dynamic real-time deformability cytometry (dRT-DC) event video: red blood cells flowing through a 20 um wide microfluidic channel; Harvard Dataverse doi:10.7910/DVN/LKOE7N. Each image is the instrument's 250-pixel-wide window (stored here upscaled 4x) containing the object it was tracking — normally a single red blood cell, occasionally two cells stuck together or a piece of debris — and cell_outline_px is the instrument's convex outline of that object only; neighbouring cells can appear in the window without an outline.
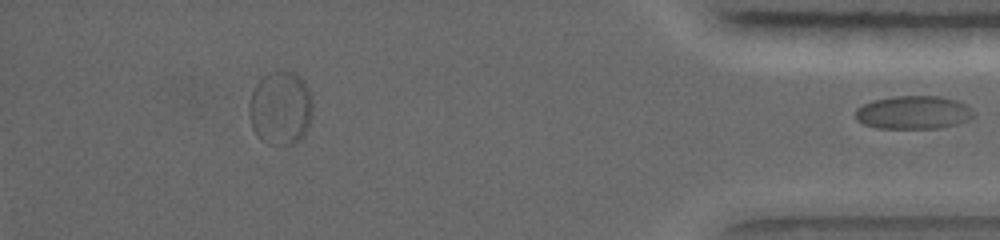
{"species": "common noctule bat (a hibernating species)", "species_latin": "Nyctalus noctula", "temperature_condition": "warm", "stored_images_in_passage": 30, "segment_of_instrument_passage": [2, 2], "camera_frame_rate_fps": 5000, "um_per_image_px": 0.085, "animal": {"sex": "female", "body_mass_g": 19.0, "forearm_length_mm": 56.7}, "frame": {"image": 1, "passage_image": 30, "time_ms": 10.2, "image_size_px": [1000, 240], "cell_outline_px": [[972, 116], [968, 120], [944, 128], [876, 128], [864, 124], [856, 120], [856, 112], [864, 104], [876, 100], [896, 96], [936, 96], [956, 100], [964, 104], [968, 108]], "centroid_in_image_um": [77.62, 9.57], "position_along_channel_um": 357.6, "area_um2": 22.43}}